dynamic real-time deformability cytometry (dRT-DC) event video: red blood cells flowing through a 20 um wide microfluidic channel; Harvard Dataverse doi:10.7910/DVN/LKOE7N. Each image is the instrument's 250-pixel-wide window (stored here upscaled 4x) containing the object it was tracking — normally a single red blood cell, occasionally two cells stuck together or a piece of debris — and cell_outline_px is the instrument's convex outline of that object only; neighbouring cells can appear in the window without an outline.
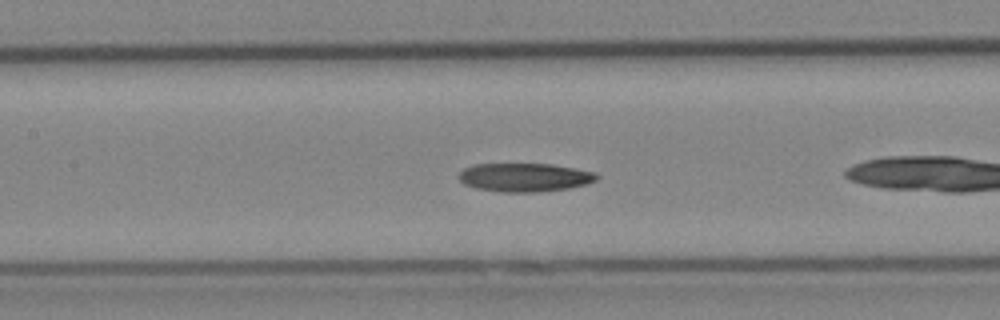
{"species": "Egyptian fruit bat (a non-hibernating species)", "species_latin": "Rousettus aegyptiacus", "temperature_condition": "cold", "stored_images_in_passage": 18, "camera_frame_rate_fps": 3000, "um_per_image_px": 0.085, "animal": {"sex": "female"}, "frame": {"image": 1, "passage_image": 8, "time_ms": 2.333, "image_size_px": [1000, 320], "cell_outline_px": [[600, 176], [596, 180], [584, 184], [568, 188], [536, 192], [500, 192], [476, 188], [464, 184], [456, 176], [464, 168], [472, 164], [552, 164], [576, 168], [596, 172]], "centroid_in_image_um": [44.57, 15.07], "position_along_channel_um": 162.8, "area_um2": 23.06}}
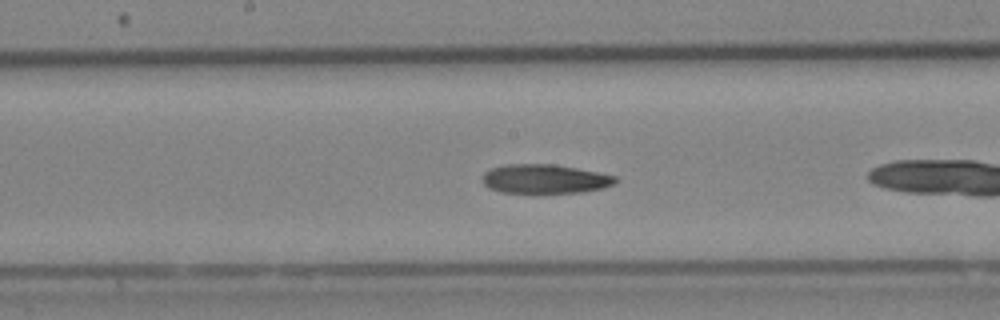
{"frame": {"image": 2, "passage_image": 11, "time_ms": 3.333, "image_size_px": [1000, 320], "cell_outline_px": [[616, 180], [612, 184], [600, 188], [580, 192], [500, 192], [488, 188], [484, 184], [484, 172], [488, 168], [504, 164], [556, 164], [616, 176]], "centroid_in_image_um": [46.24, 15.19], "position_along_channel_um": 202.0, "area_um2": 22.25}}